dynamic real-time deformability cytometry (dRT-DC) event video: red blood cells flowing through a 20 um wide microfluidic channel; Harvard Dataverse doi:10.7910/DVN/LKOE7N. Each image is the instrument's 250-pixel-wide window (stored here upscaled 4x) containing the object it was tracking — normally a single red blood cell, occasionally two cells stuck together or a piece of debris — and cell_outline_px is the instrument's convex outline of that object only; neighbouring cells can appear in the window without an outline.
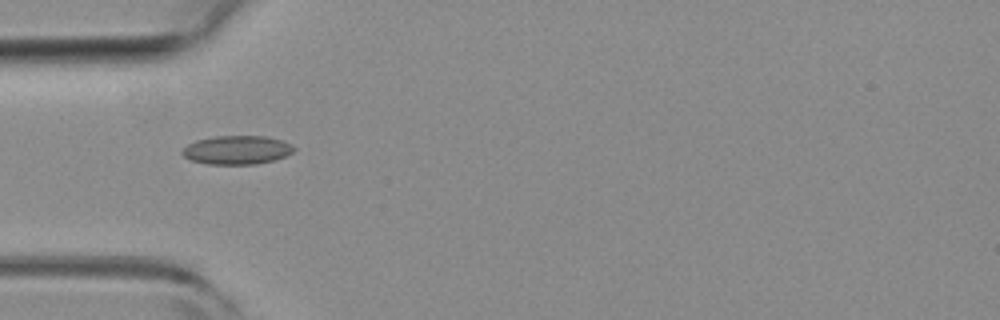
{"species": "common noctule bat (a hibernating species)", "species_latin": "Nyctalus noctula", "temperature_condition": "room temperature", "stored_images_in_passage": 3, "camera_frame_rate_fps": 3000, "um_per_image_px": 0.085, "animal": {"sex": "female", "body_mass_g": 19.3, "forearm_length_mm": 54.1}, "frame": {"image": 1, "passage_image": 1, "time_ms": 0.0, "image_size_px": [1000, 320], "cell_outline_px": [[296, 148], [292, 152], [284, 156], [272, 160], [256, 164], [208, 164], [192, 160], [184, 156], [180, 152], [188, 144], [196, 140], [216, 136], [264, 136], [284, 140], [292, 144]], "centroid_in_image_um": [20.15, 12.74], "position_along_channel_um": 64.8, "area_um2": 18.61}}
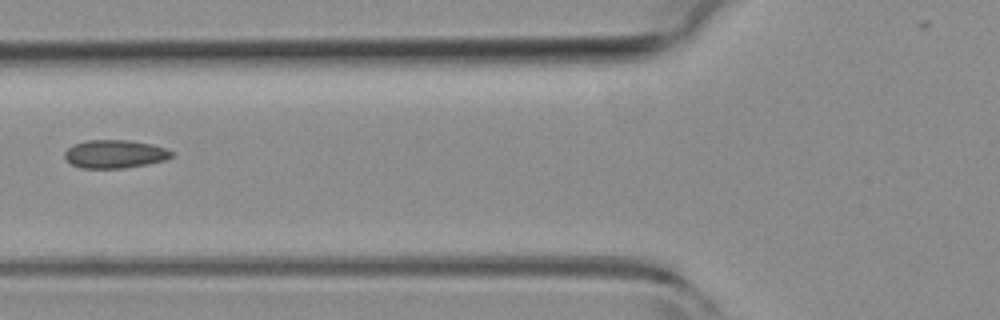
{"frame": {"image": 2, "passage_image": 2, "time_ms": 0.333, "image_size_px": [1000, 320], "cell_outline_px": [[172, 156], [164, 160], [148, 164], [124, 168], [80, 168], [64, 160], [64, 152], [72, 144], [88, 140], [128, 140], [152, 144], [164, 148], [172, 152]], "centroid_in_image_um": [9.7, 13.09], "position_along_channel_um": 116.1, "area_um2": 17.63}}
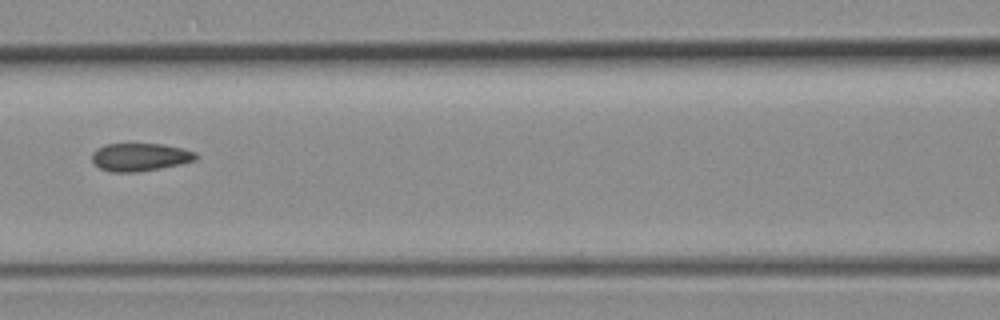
{"frame": {"image": 3, "passage_image": 3, "time_ms": 0.667, "image_size_px": [1000, 320], "cell_outline_px": [[200, 156], [196, 160], [180, 164], [160, 168], [136, 172], [112, 172], [100, 168], [92, 160], [92, 152], [96, 148], [104, 144], [164, 144], [184, 148], [196, 152]], "centroid_in_image_um": [11.93, 13.34], "position_along_channel_um": 154.7, "area_um2": 17.05}}